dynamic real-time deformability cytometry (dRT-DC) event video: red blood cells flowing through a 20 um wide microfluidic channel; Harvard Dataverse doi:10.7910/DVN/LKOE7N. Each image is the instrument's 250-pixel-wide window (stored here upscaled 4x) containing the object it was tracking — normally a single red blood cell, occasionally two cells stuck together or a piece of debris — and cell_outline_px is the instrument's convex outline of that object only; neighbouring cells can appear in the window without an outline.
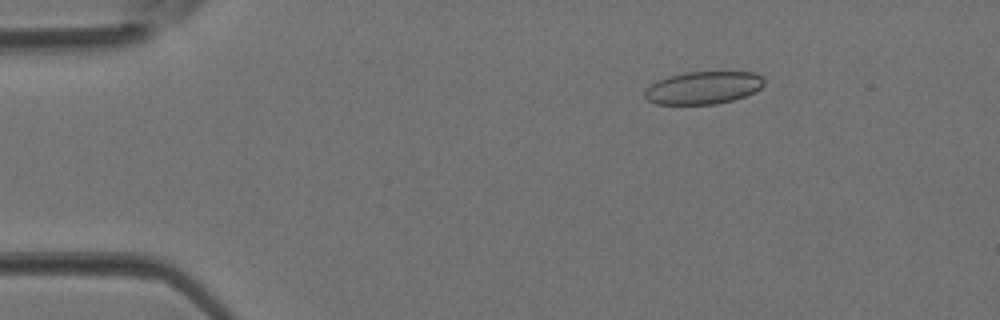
{"species": "Egyptian fruit bat (a non-hibernating species)", "species_latin": "Rousettus aegyptiacus", "temperature_condition": "room temperature", "stored_images_in_passage": 3, "camera_frame_rate_fps": 3000, "um_per_image_px": 0.085, "animal": {"sex": "female"}, "frame": {"image": 1, "passage_image": 1, "time_ms": 0.0, "image_size_px": [1000, 320], "cell_outline_px": [[764, 84], [760, 88], [744, 96], [732, 100], [716, 104], [656, 104], [648, 100], [644, 96], [644, 92], [652, 84], [668, 76], [684, 72], [756, 72], [764, 80]], "centroid_in_image_um": [59.78, 7.45], "position_along_channel_um": 25.2, "area_um2": 22.48}}
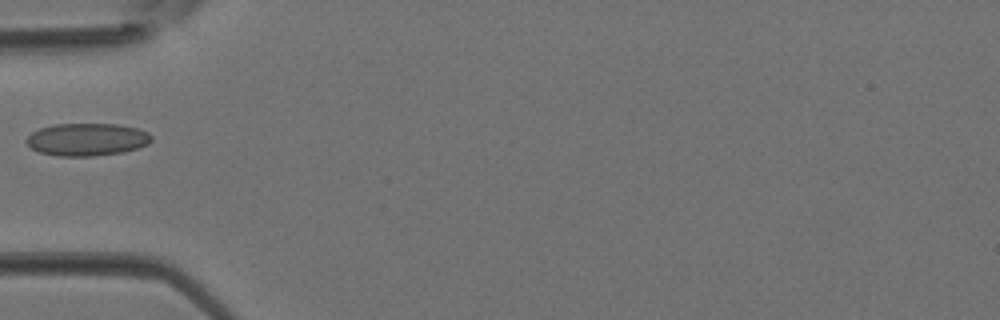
{"frame": {"image": 2, "passage_image": 3, "time_ms": 0.667, "image_size_px": [1000, 320], "cell_outline_px": [[152, 140], [148, 144], [124, 152], [92, 156], [56, 156], [40, 152], [32, 148], [24, 140], [32, 132], [40, 128], [52, 124], [116, 124], [136, 128], [148, 132], [152, 136]], "centroid_in_image_um": [7.38, 11.85], "position_along_channel_um": 77.6, "area_um2": 23.76}}